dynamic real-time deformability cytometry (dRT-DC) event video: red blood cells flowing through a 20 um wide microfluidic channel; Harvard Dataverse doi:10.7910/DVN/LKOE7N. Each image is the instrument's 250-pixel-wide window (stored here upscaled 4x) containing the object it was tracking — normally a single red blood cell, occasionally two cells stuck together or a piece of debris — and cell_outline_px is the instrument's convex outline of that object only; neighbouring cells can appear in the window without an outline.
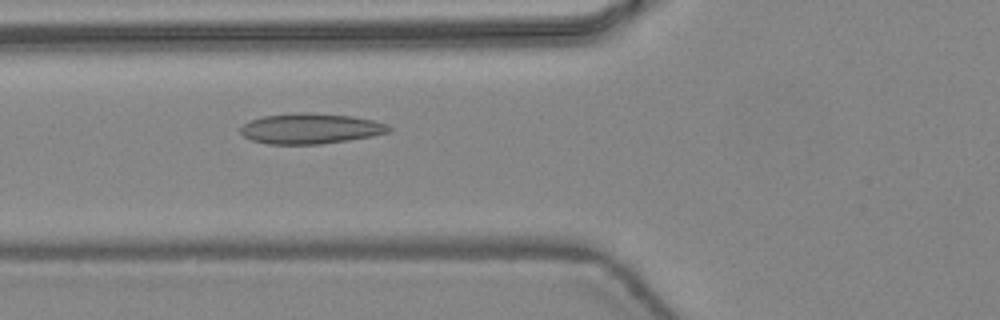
{"species": "common noctule bat (a hibernating species)", "species_latin": "Nyctalus noctula", "temperature_condition": "warm", "stored_images_in_passage": 3, "camera_frame_rate_fps": 3000, "um_per_image_px": 0.085, "animal": {"sex": "female", "body_mass_g": 24.6, "forearm_length_mm": 56.2}, "frame": {"image": 1, "passage_image": 3, "time_ms": 0.667, "image_size_px": [1000, 320], "cell_outline_px": [[392, 128], [388, 132], [372, 136], [348, 140], [320, 144], [268, 144], [252, 140], [244, 136], [240, 132], [240, 128], [244, 124], [252, 120], [264, 116], [300, 112], [304, 112], [352, 116], [372, 120], [388, 124]], "centroid_in_image_um": [26.4, 10.93], "position_along_channel_um": 99.4, "area_um2": 26.13}}